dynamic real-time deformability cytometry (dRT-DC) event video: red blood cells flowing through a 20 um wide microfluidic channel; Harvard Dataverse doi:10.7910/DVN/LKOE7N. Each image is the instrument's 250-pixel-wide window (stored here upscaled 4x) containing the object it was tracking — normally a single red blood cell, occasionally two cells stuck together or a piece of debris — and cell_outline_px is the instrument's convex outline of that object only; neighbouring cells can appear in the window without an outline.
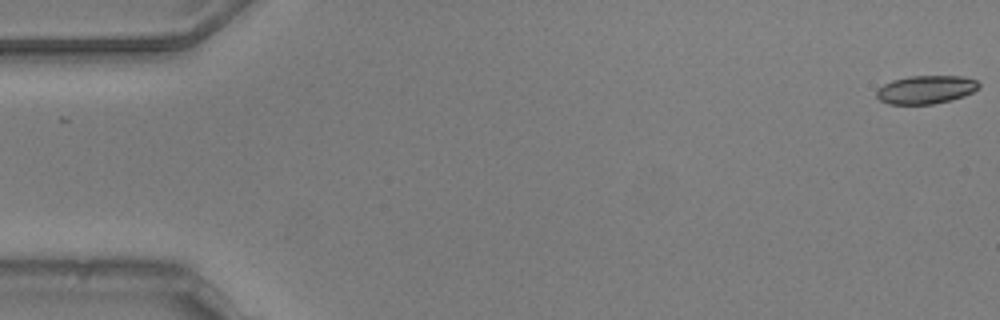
{"species": "common noctule bat (a hibernating species)", "species_latin": "Nyctalus noctula", "temperature_condition": "warm", "stored_images_in_passage": 52, "camera_frame_rate_fps": 3000, "um_per_image_px": 0.085, "animal": {"sex": "male", "body_mass_g": 20.5, "forearm_length_mm": 52.5}, "frame": {"image": 1, "passage_image": 1, "time_ms": 0.0, "image_size_px": [1000, 320], "cell_outline_px": [[980, 88], [964, 96], [932, 104], [888, 104], [880, 100], [876, 96], [876, 92], [884, 84], [892, 80], [908, 76], [964, 76], [976, 80], [980, 84]], "centroid_in_image_um": [78.71, 7.61], "position_along_channel_um": 6.3, "area_um2": 16.82}}
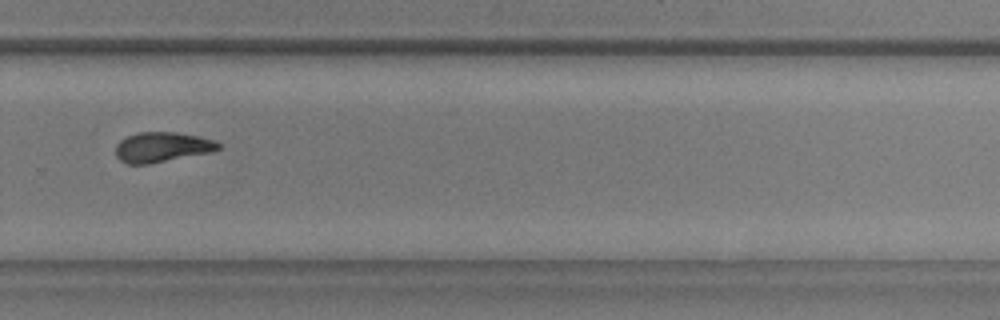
{"frame": {"image": 2, "passage_image": 37, "time_ms": 12.0, "image_size_px": [1000, 320], "cell_outline_px": [[220, 148], [212, 152], [148, 164], [128, 164], [120, 160], [116, 156], [116, 144], [120, 140], [128, 136], [140, 132], [176, 132], [196, 136], [212, 140], [220, 144]], "centroid_in_image_um": [13.75, 12.51], "position_along_channel_um": 316.1, "area_um2": 17.8}}
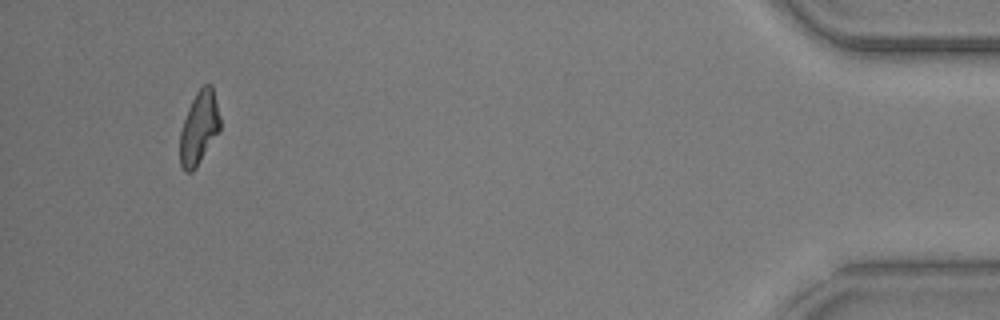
{"frame": {"image": 3, "passage_image": 51, "time_ms": 16.667, "image_size_px": [1000, 320], "cell_outline_px": [[220, 132], [196, 168], [192, 172], [184, 172], [180, 164], [180, 132], [188, 108], [196, 92], [204, 84], [212, 84], [220, 116]], "centroid_in_image_um": [16.93, 10.89], "position_along_channel_um": 418.3, "area_um2": 17.28}}